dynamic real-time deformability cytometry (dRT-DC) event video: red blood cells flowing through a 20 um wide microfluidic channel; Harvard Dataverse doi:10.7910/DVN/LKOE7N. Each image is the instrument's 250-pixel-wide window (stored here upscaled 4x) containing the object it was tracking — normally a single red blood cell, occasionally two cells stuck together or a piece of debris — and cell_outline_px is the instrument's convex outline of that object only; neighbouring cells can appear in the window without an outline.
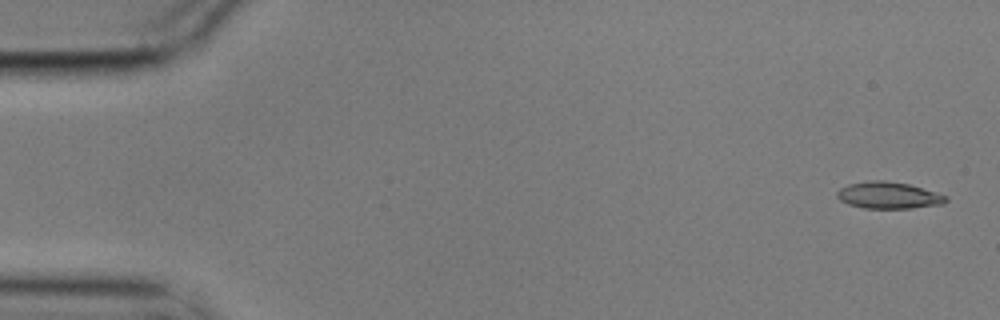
{"species": "common noctule bat (a hibernating species)", "species_latin": "Nyctalus noctula", "temperature_condition": "cold", "stored_images_in_passage": 5, "camera_frame_rate_fps": 3000, "um_per_image_px": 0.085, "animal": {"sex": "male", "body_mass_g": 17.9}, "frame": {"image": 1, "passage_image": 1, "time_ms": 0.0, "image_size_px": [1000, 320], "cell_outline_px": [[948, 200], [944, 204], [912, 208], [864, 208], [848, 204], [840, 200], [836, 196], [836, 192], [840, 188], [848, 184], [868, 180], [884, 180], [908, 184], [948, 196]], "centroid_in_image_um": [75.51, 16.6], "position_along_channel_um": 9.5, "area_um2": 16.99}}